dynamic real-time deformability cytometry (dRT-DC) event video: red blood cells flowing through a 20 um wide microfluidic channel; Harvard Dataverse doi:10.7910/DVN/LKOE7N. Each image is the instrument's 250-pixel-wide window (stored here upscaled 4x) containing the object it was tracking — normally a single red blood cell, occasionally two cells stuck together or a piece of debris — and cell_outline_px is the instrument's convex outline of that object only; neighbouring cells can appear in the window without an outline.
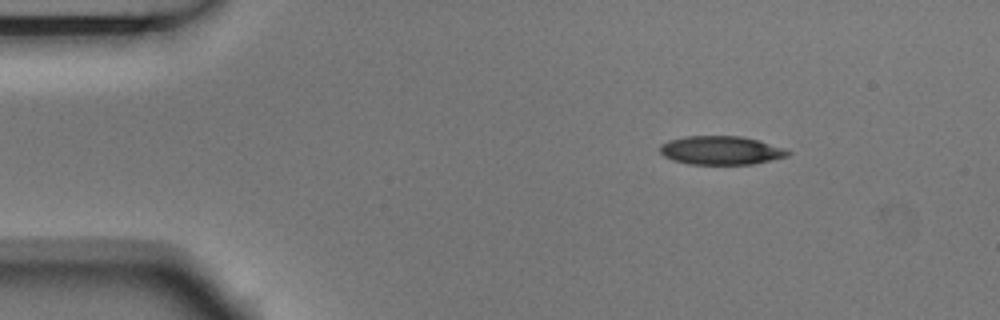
{"species": "Egyptian fruit bat (a non-hibernating species)", "species_latin": "Rousettus aegyptiacus", "temperature_condition": "room temperature", "stored_images_in_passage": 3, "camera_frame_rate_fps": 3000, "um_per_image_px": 0.085, "animal": {"sex": "male"}, "frame": {"image": 1, "passage_image": 1, "time_ms": 0.0, "image_size_px": [1000, 320], "cell_outline_px": [[792, 152], [788, 156], [752, 164], [688, 164], [672, 160], [664, 156], [660, 152], [660, 144], [668, 140], [684, 136], [740, 136], [756, 140], [784, 148]], "centroid_in_image_um": [61.24, 12.78], "position_along_channel_um": 23.8, "area_um2": 21.27}}